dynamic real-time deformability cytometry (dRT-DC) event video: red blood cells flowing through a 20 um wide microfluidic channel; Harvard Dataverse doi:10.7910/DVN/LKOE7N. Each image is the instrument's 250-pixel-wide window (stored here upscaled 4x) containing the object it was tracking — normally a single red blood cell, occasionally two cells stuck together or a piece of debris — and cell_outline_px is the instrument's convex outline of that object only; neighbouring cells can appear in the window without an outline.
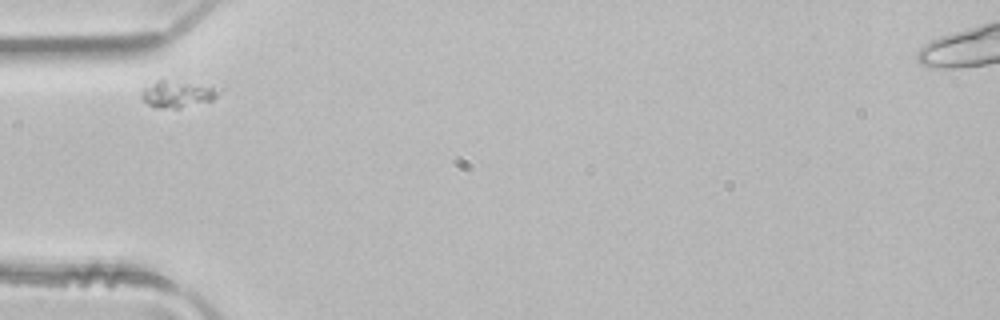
{"species": "common noctule bat (a hibernating species)", "species_latin": "Nyctalus noctula", "temperature_condition": "room temperature", "stored_images_in_passage": 3, "camera_frame_rate_fps": 3000, "um_per_image_px": 0.085, "animal": {"sex": "male", "body_mass_g": 21.5, "forearm_length_mm": 52.0}, "frame": {"image": 1, "passage_image": 1, "time_ms": 0.0, "image_size_px": [1000, 320], "cell_outline_px": [[224, 88], [212, 100], [180, 108], [152, 108], [140, 96], [144, 88], [160, 76], [164, 76]], "centroid_in_image_um": [15.09, 7.91], "position_along_channel_um": 69.9, "area_um2": 13.01}}
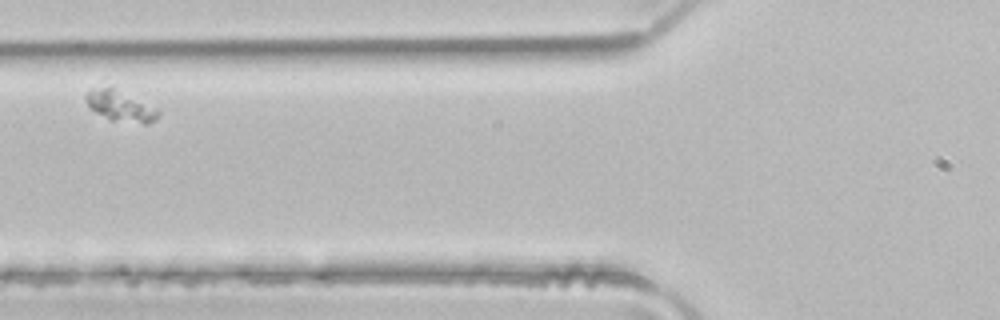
{"frame": {"image": 2, "passage_image": 2, "time_ms": 0.333, "image_size_px": [1000, 320], "cell_outline_px": [[160, 116], [156, 120], [148, 124], [144, 124], [108, 120], [88, 108], [84, 100], [84, 96], [92, 88], [108, 84], [112, 84], [156, 108], [160, 112]], "centroid_in_image_um": [10.19, 8.97], "position_along_channel_um": 115.6, "area_um2": 13.87}}
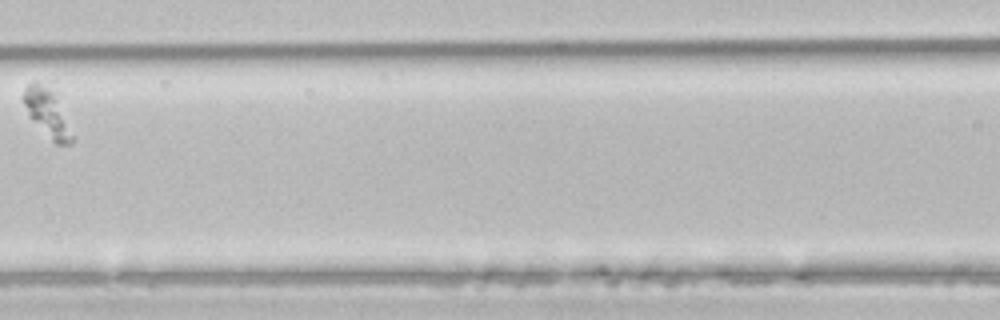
{"frame": {"image": 3, "passage_image": 3, "time_ms": 0.667, "image_size_px": [1000, 320], "cell_outline_px": [[72, 144], [56, 144], [28, 116], [20, 100], [20, 96], [24, 88], [28, 84], [36, 80], [56, 80], [60, 92], [72, 136]], "centroid_in_image_um": [4.02, 9.34], "position_along_channel_um": 162.6, "area_um2": 15.37}}